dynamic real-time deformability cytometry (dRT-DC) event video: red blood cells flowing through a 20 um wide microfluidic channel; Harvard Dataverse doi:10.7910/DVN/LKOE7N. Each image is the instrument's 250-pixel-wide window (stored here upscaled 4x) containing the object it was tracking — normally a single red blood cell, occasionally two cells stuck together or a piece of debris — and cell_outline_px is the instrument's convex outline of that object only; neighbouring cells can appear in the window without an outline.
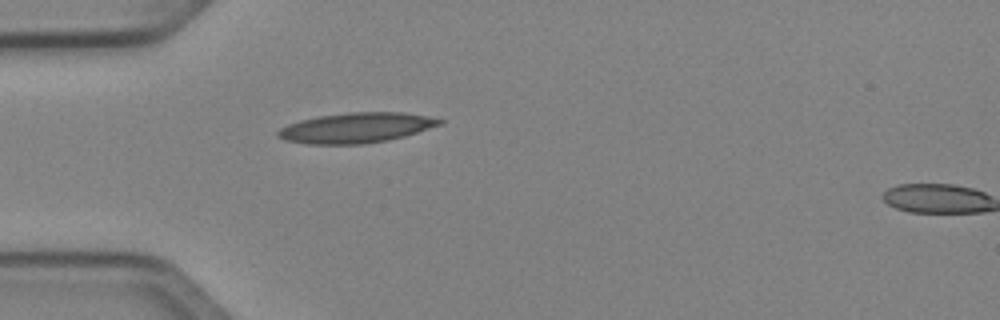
{"species": "Egyptian fruit bat (a non-hibernating species)", "species_latin": "Rousettus aegyptiacus", "temperature_condition": "cold", "stored_images_in_passage": 2, "camera_frame_rate_fps": 3000, "um_per_image_px": 0.085, "animal": {"sex": "female"}, "frame": {"image": 1, "passage_image": 1, "time_ms": 0.0, "image_size_px": [1000, 320], "cell_outline_px": [[444, 120], [440, 124], [404, 136], [388, 140], [360, 144], [308, 144], [288, 140], [276, 136], [276, 132], [280, 128], [288, 124], [300, 120], [320, 116], [348, 112], [404, 112], [428, 116]], "centroid_in_image_um": [30.25, 10.85], "position_along_channel_um": 54.8, "area_um2": 28.15}}